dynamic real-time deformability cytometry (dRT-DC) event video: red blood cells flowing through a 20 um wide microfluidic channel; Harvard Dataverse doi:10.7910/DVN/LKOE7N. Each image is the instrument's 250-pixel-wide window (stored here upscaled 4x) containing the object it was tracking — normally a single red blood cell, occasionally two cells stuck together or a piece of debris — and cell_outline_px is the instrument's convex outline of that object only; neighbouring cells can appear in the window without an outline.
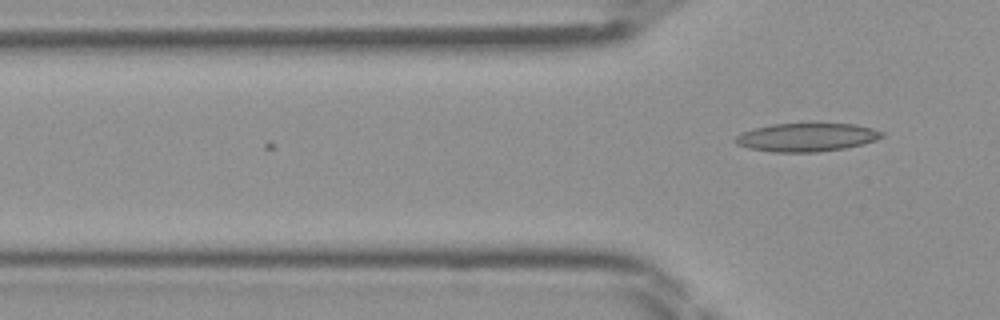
{"species": "Egyptian fruit bat (a non-hibernating species)", "species_latin": "Rousettus aegyptiacus", "temperature_condition": "room temperature", "stored_images_in_passage": 4, "camera_frame_rate_fps": 3000, "um_per_image_px": 0.085, "frame": {"image": 1, "passage_image": 4, "time_ms": 1.0, "image_size_px": [1000, 320], "cell_outline_px": [[884, 136], [876, 140], [844, 148], [820, 152], [772, 152], [748, 148], [736, 144], [732, 140], [736, 136], [752, 128], [772, 124], [856, 124], [872, 128], [884, 132]], "centroid_in_image_um": [68.54, 11.67], "position_along_channel_um": 57.3, "area_um2": 24.22}}